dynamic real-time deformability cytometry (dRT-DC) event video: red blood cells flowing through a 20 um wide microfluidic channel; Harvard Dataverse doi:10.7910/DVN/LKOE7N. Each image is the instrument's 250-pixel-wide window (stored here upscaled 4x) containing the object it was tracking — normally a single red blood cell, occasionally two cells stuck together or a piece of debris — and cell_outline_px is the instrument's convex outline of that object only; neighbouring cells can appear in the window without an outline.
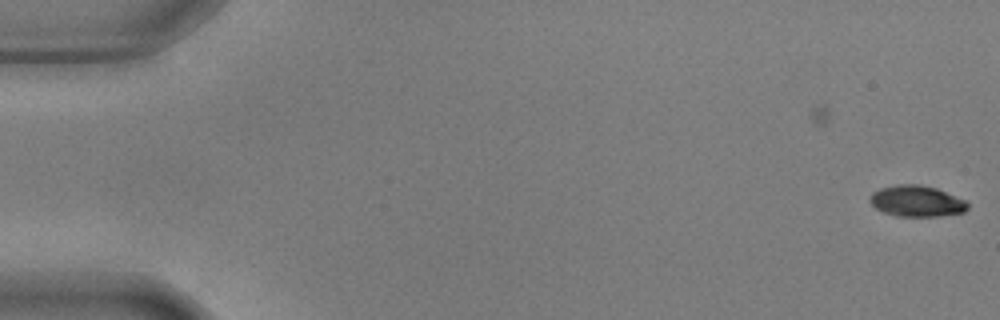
{"species": "common noctule bat (a hibernating species)", "species_latin": "Nyctalus noctula", "temperature_condition": "warm", "stored_images_in_passage": 5, "camera_frame_rate_fps": 3000, "um_per_image_px": 0.085, "animal": {"sex": "male", "body_mass_g": 17.9, "forearm_length_mm": 54.2}, "frame": {"image": 1, "passage_image": 5, "time_ms": 1.333, "image_size_px": [1000, 320], "cell_outline_px": [[968, 208], [964, 212], [940, 216], [896, 216], [884, 212], [876, 208], [868, 200], [868, 196], [872, 192], [880, 188], [896, 184], [920, 184], [936, 188], [964, 200], [968, 204]], "centroid_in_image_um": [77.87, 17.09], "position_along_channel_um": 7.1, "area_um2": 17.74}}